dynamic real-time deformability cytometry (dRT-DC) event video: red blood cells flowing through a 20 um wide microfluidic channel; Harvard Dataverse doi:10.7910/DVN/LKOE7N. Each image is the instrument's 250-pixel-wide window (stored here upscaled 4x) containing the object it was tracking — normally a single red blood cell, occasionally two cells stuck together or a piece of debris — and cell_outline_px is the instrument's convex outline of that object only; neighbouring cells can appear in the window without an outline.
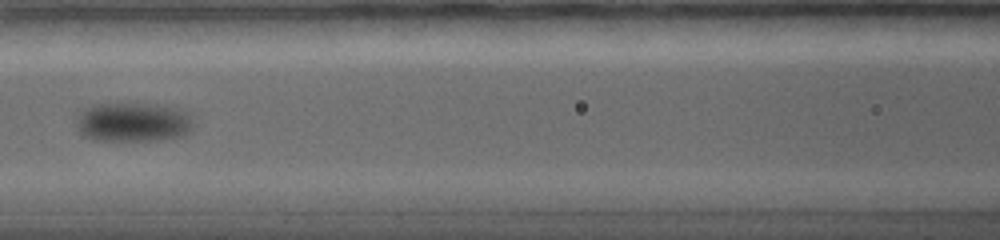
{"species": "common noctule bat (a hibernating species)", "species_latin": "Nyctalus noctula", "temperature_condition": "warm", "stored_images_in_passage": 13, "camera_frame_rate_fps": 5000, "um_per_image_px": 0.085, "animal": {"sex": "female", "body_mass_g": 19.0, "forearm_length_mm": 56.7}, "frame": {"image": 1, "passage_image": 8, "time_ms": 5.8, "image_size_px": [1000, 240], "cell_outline_px": [[192, 128], [184, 136], [160, 140], [92, 140], [84, 136], [76, 128], [76, 116], [80, 108], [92, 104], [160, 104], [176, 108], [188, 112], [192, 120]], "centroid_in_image_um": [11.26, 10.37], "position_along_channel_um": 155.3, "area_um2": 27.28}}
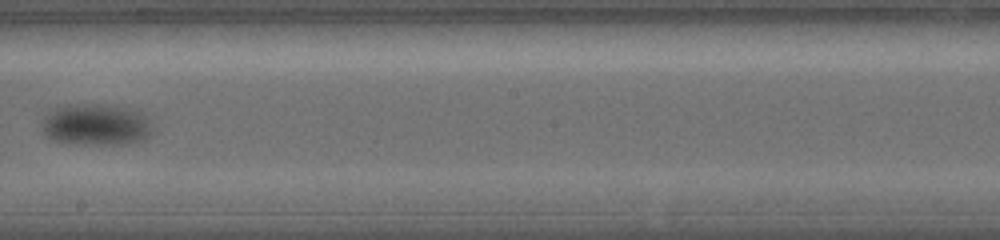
{"frame": {"image": 2, "passage_image": 11, "time_ms": 8.4, "image_size_px": [1000, 240], "cell_outline_px": [[148, 132], [144, 140], [120, 144], [76, 144], [52, 140], [44, 136], [40, 124], [44, 116], [48, 112], [64, 104], [108, 104], [136, 108], [148, 120]], "centroid_in_image_um": [8.06, 10.57], "position_along_channel_um": 240.1, "area_um2": 27.05}}
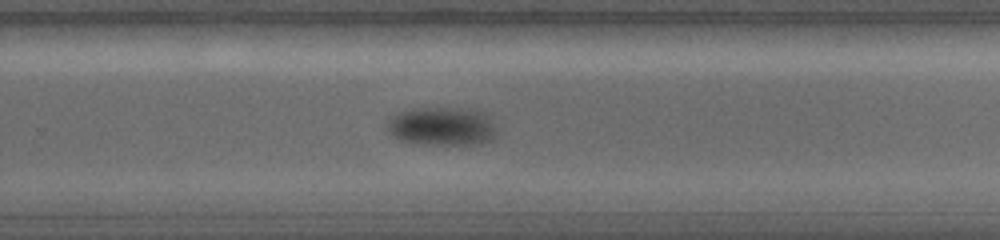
{"frame": {"image": 3, "passage_image": 13, "time_ms": 10.0, "image_size_px": [1000, 240], "cell_outline_px": [[496, 136], [492, 140], [480, 144], [424, 144], [400, 140], [392, 136], [388, 132], [384, 124], [384, 120], [388, 116], [412, 108], [456, 108], [480, 112], [492, 120], [496, 128]], "centroid_in_image_um": [37.49, 10.74], "position_along_channel_um": 292.3, "area_um2": 24.85}}